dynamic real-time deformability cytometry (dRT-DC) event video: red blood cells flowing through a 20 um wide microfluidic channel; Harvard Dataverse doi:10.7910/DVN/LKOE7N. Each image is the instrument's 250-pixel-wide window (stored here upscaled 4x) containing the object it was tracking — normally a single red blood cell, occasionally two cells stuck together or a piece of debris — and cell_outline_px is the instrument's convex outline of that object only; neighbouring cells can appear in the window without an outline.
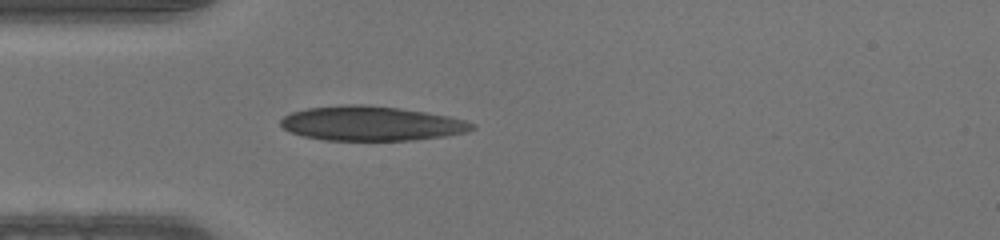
{"species": "human", "species_latin": "Homo sapiens", "temperature_condition": "warm", "stored_images_in_passage": 35, "camera_frame_rate_fps": 3000, "um_per_image_px": 0.085, "donor": {"sex": "male"}, "frame": {"image": 1, "passage_image": 1, "time_ms": 0.0, "image_size_px": [1000, 240], "cell_outline_px": [[476, 128], [468, 132], [448, 136], [416, 140], [324, 140], [304, 136], [292, 132], [284, 128], [280, 124], [280, 120], [284, 116], [292, 112], [308, 108], [344, 104], [364, 104], [400, 108], [448, 116], [464, 120], [476, 124]], "centroid_in_image_um": [31.6, 10.49], "position_along_channel_um": 53.4, "area_um2": 38.61}}
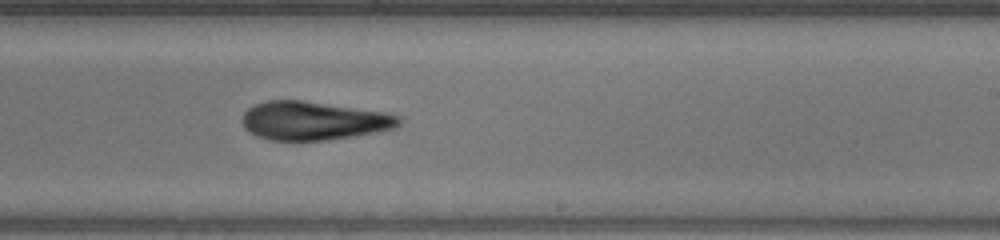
{"frame": {"image": 2, "passage_image": 16, "time_ms": 5.0, "image_size_px": [1000, 240], "cell_outline_px": [[400, 124], [396, 128], [376, 132], [328, 140], [272, 140], [256, 136], [248, 132], [244, 128], [240, 120], [244, 112], [252, 104], [264, 100], [300, 100], [388, 112], [400, 116]], "centroid_in_image_um": [26.61, 10.25], "position_along_channel_um": 262.4, "area_um2": 35.55}}
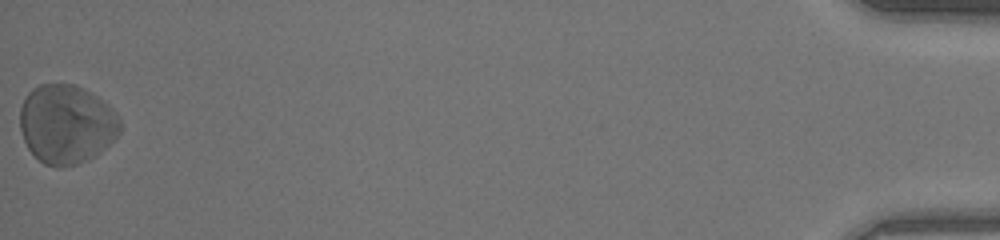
{"frame": {"image": 3, "passage_image": 35, "time_ms": 11.333, "image_size_px": [1000, 240], "cell_outline_px": [[120, 132], [96, 156], [88, 160], [64, 168], [44, 164], [28, 148], [24, 140], [20, 128], [20, 108], [28, 92], [32, 88], [40, 84], [72, 84], [84, 88], [108, 104], [112, 108], [120, 120]], "centroid_in_image_um": [5.64, 10.55], "position_along_channel_um": 429.6, "area_um2": 46.07}}